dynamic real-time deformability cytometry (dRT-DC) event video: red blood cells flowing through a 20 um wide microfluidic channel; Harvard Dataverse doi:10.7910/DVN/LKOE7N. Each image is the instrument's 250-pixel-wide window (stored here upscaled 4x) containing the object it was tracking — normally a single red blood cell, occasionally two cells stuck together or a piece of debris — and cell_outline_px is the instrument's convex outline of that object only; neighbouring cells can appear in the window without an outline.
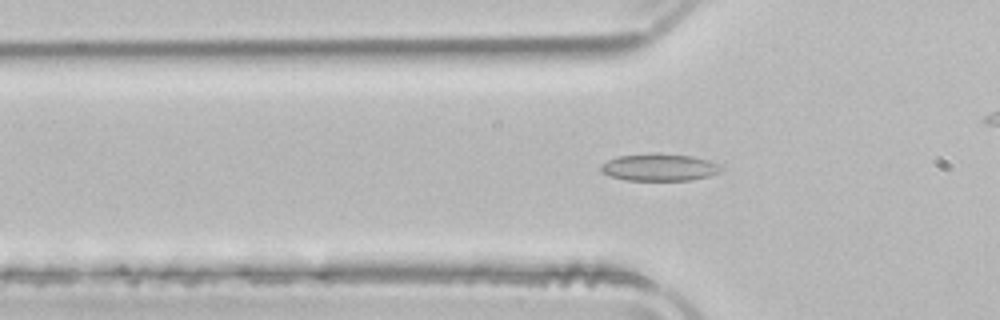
{"species": "common noctule bat (a hibernating species)", "species_latin": "Nyctalus noctula", "temperature_condition": "room temperature", "stored_images_in_passage": 37, "camera_frame_rate_fps": 3000, "um_per_image_px": 0.085, "animal": {"sex": "male", "body_mass_g": 21.5, "forearm_length_mm": 52.0}, "frame": {"image": 1, "passage_image": 6, "time_ms": 1.667, "image_size_px": [1000, 320], "cell_outline_px": [[724, 168], [720, 172], [708, 176], [692, 180], [624, 180], [600, 172], [600, 164], [616, 156], [656, 152], [692, 156], [708, 160], [720, 164]], "centroid_in_image_um": [56.04, 14.21], "position_along_channel_um": 69.8, "area_um2": 19.36}}
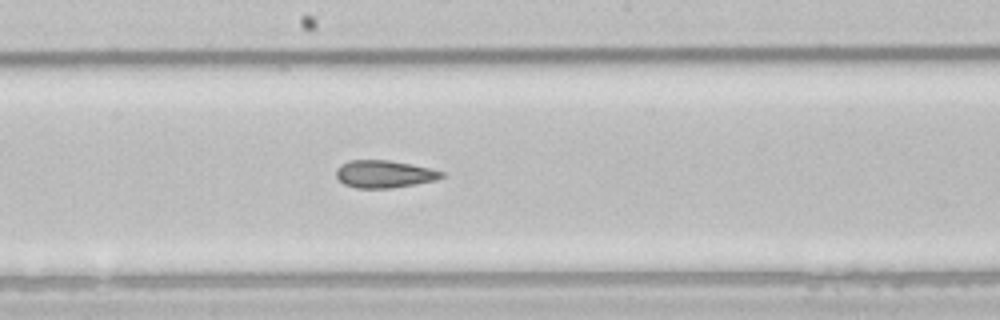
{"frame": {"image": 2, "passage_image": 17, "time_ms": 5.333, "image_size_px": [1000, 320], "cell_outline_px": [[444, 176], [436, 180], [416, 184], [392, 188], [356, 188], [344, 184], [336, 176], [336, 168], [340, 164], [348, 160], [388, 160], [412, 164], [444, 172]], "centroid_in_image_um": [32.64, 14.79], "position_along_channel_um": 215.6, "area_um2": 16.94}}
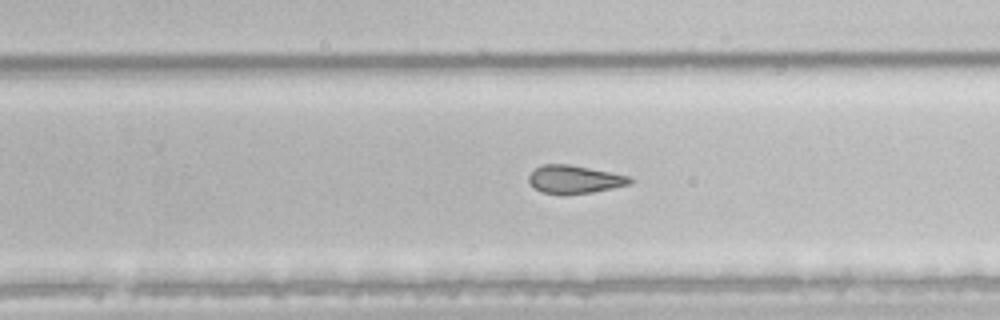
{"frame": {"image": 3, "passage_image": 22, "time_ms": 7.0, "image_size_px": [1000, 320], "cell_outline_px": [[636, 180], [628, 184], [612, 188], [592, 192], [540, 192], [528, 180], [528, 176], [536, 168], [544, 164], [568, 164], [632, 176]], "centroid_in_image_um": [48.89, 15.21], "position_along_channel_um": 280.9, "area_um2": 16.01}, "authors_computed_cell_mechanics": {"area_um2": 17.629, "velocity_mm_per_s": 3.9559, "shape_relaxation_time_tau1_ms": null, "shape_relaxation_time_tau2_ms": 4.5044, "deformation_change_tau1": null, "deformation_change_tau2": 0.115}}